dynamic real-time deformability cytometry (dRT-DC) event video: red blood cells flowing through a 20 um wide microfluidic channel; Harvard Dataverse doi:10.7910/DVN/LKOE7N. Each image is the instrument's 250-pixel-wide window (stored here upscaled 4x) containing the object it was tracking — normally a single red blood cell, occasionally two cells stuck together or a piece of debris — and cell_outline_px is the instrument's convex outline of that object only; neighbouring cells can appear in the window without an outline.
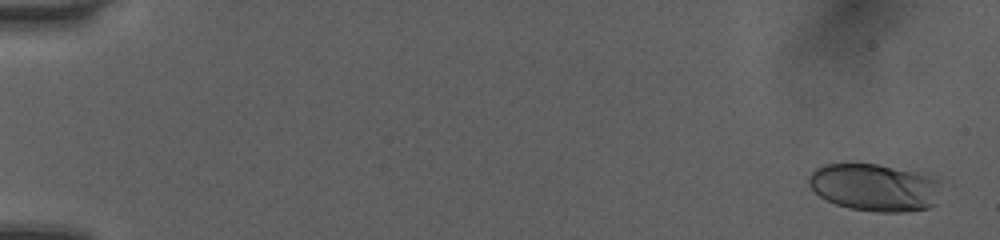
{"species": "human", "species_latin": "Homo sapiens", "temperature_condition": "room temperature", "stored_images_in_passage": 34, "camera_frame_rate_fps": 3000, "um_per_image_px": 0.085, "donor": {"sex": "female"}, "frame": {"image": 1, "passage_image": 1, "time_ms": 0.0, "image_size_px": [1000, 240], "cell_outline_px": [[940, 184], [936, 204], [928, 208], [900, 212], [876, 212], [848, 208], [836, 204], [820, 196], [808, 184], [808, 176], [816, 168], [824, 164], [876, 164], [912, 172], [928, 176], [940, 180]], "centroid_in_image_um": [74.32, 15.94], "position_along_channel_um": 10.7, "area_um2": 36.3}}
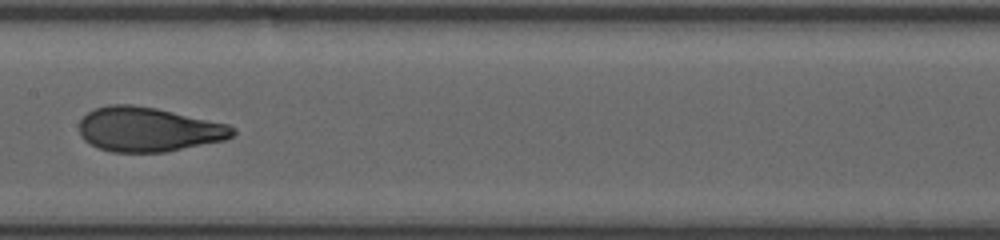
{"frame": {"image": 2, "passage_image": 19, "time_ms": 6.0, "image_size_px": [1000, 240], "cell_outline_px": [[236, 132], [232, 136], [224, 140], [164, 152], [112, 152], [100, 148], [84, 140], [80, 136], [80, 120], [88, 112], [96, 108], [108, 104], [132, 104], [156, 108], [228, 124], [236, 128]], "centroid_in_image_um": [12.61, 10.99], "position_along_channel_um": 194.8, "area_um2": 39.59}}
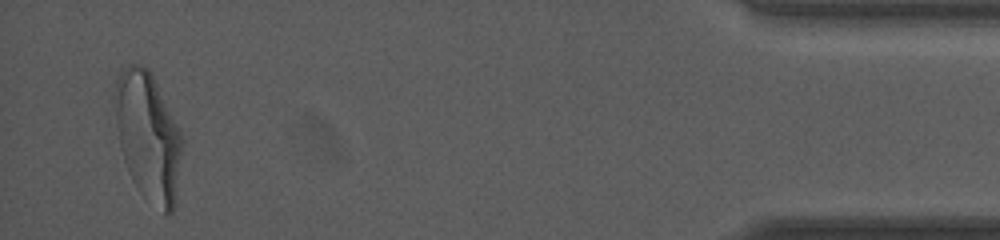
{"frame": {"image": 3, "passage_image": 34, "time_ms": 11.0, "image_size_px": [1000, 240], "cell_outline_px": [[180, 148], [176, 204], [172, 212], [168, 216], [140, 192], [136, 188], [132, 180], [124, 160], [120, 144], [116, 124], [112, 92], [116, 80], [120, 72], [128, 64], [140, 64], [148, 68], [180, 132]], "centroid_in_image_um": [12.53, 11.58], "position_along_channel_um": 422.7, "area_um2": 49.48}}